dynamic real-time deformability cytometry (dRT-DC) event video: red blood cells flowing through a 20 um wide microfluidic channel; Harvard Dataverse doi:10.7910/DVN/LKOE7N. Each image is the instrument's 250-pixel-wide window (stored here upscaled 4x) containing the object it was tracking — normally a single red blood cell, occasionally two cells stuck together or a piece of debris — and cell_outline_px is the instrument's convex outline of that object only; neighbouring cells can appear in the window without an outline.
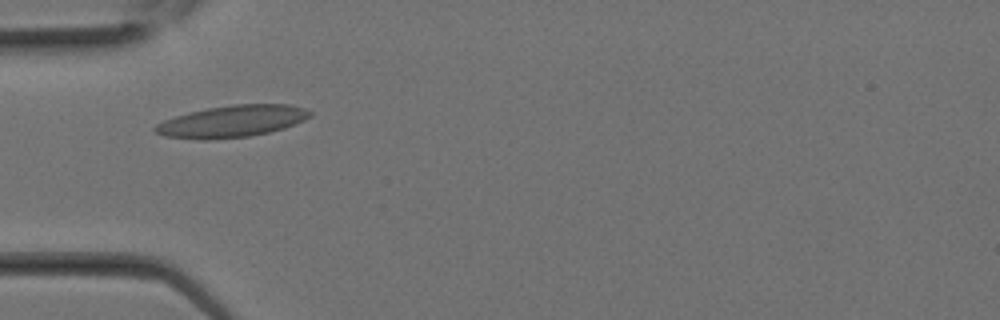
{"species": "Egyptian fruit bat (a non-hibernating species)", "species_latin": "Rousettus aegyptiacus", "temperature_condition": "room temperature", "stored_images_in_passage": 11, "camera_frame_rate_fps": 3000, "um_per_image_px": 0.085, "animal": {"sex": "female"}, "frame": {"image": 1, "passage_image": 8, "time_ms": 2.333, "image_size_px": [1000, 320], "cell_outline_px": [[312, 116], [304, 120], [284, 128], [268, 132], [248, 136], [208, 140], [200, 140], [164, 136], [156, 132], [152, 128], [156, 124], [164, 120], [188, 112], [208, 108], [236, 104], [288, 104], [304, 108], [312, 112]], "centroid_in_image_um": [19.71, 10.31], "position_along_channel_um": 65.3, "area_um2": 28.67}}
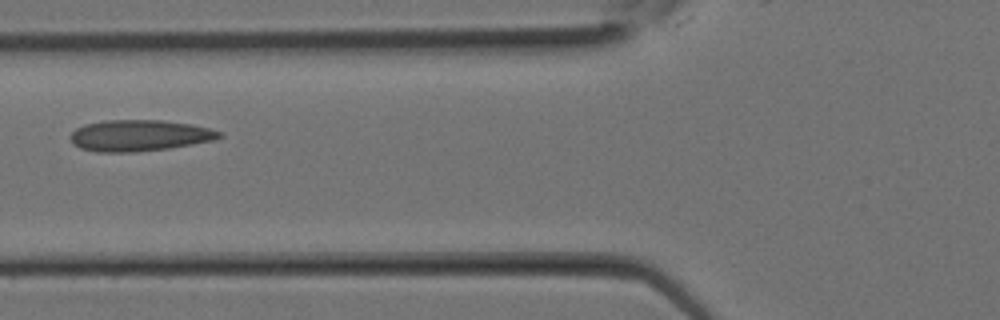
{"frame": {"image": 2, "passage_image": 10, "time_ms": 3.0, "image_size_px": [1000, 320], "cell_outline_px": [[224, 136], [216, 140], [168, 148], [136, 152], [96, 152], [80, 148], [72, 144], [68, 136], [76, 128], [84, 124], [104, 120], [160, 120], [188, 124], [208, 128], [220, 132]], "centroid_in_image_um": [11.79, 11.52], "position_along_channel_um": 114.0, "area_um2": 27.22}}